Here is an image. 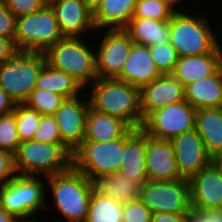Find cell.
<instances>
[{
	"label": "cell",
	"instance_id": "obj_1",
	"mask_svg": "<svg viewBox=\"0 0 222 222\" xmlns=\"http://www.w3.org/2000/svg\"><path fill=\"white\" fill-rule=\"evenodd\" d=\"M88 86L87 91L91 90L88 99L92 109L116 116L132 128H142L144 119L138 87L116 78H98Z\"/></svg>",
	"mask_w": 222,
	"mask_h": 222
},
{
	"label": "cell",
	"instance_id": "obj_2",
	"mask_svg": "<svg viewBox=\"0 0 222 222\" xmlns=\"http://www.w3.org/2000/svg\"><path fill=\"white\" fill-rule=\"evenodd\" d=\"M46 187L52 193L53 206L67 222H85L92 192L95 189L86 175L73 166L63 172L45 177ZM48 185V186H47ZM52 222H65L53 220Z\"/></svg>",
	"mask_w": 222,
	"mask_h": 222
},
{
	"label": "cell",
	"instance_id": "obj_3",
	"mask_svg": "<svg viewBox=\"0 0 222 222\" xmlns=\"http://www.w3.org/2000/svg\"><path fill=\"white\" fill-rule=\"evenodd\" d=\"M14 165L18 175L44 179L69 170L73 152L65 144L23 141L14 154Z\"/></svg>",
	"mask_w": 222,
	"mask_h": 222
},
{
	"label": "cell",
	"instance_id": "obj_4",
	"mask_svg": "<svg viewBox=\"0 0 222 222\" xmlns=\"http://www.w3.org/2000/svg\"><path fill=\"white\" fill-rule=\"evenodd\" d=\"M86 43L81 37H64L44 53L49 66L72 76L84 89L98 79L95 47Z\"/></svg>",
	"mask_w": 222,
	"mask_h": 222
},
{
	"label": "cell",
	"instance_id": "obj_5",
	"mask_svg": "<svg viewBox=\"0 0 222 222\" xmlns=\"http://www.w3.org/2000/svg\"><path fill=\"white\" fill-rule=\"evenodd\" d=\"M185 10L170 19V43L179 57L211 53L220 43L209 19ZM216 34V36H215Z\"/></svg>",
	"mask_w": 222,
	"mask_h": 222
},
{
	"label": "cell",
	"instance_id": "obj_6",
	"mask_svg": "<svg viewBox=\"0 0 222 222\" xmlns=\"http://www.w3.org/2000/svg\"><path fill=\"white\" fill-rule=\"evenodd\" d=\"M63 38L49 3L37 12L16 18L14 42L19 51L45 53Z\"/></svg>",
	"mask_w": 222,
	"mask_h": 222
},
{
	"label": "cell",
	"instance_id": "obj_7",
	"mask_svg": "<svg viewBox=\"0 0 222 222\" xmlns=\"http://www.w3.org/2000/svg\"><path fill=\"white\" fill-rule=\"evenodd\" d=\"M45 64L44 53L19 51L10 60L0 63V87L16 104H23L35 89Z\"/></svg>",
	"mask_w": 222,
	"mask_h": 222
},
{
	"label": "cell",
	"instance_id": "obj_8",
	"mask_svg": "<svg viewBox=\"0 0 222 222\" xmlns=\"http://www.w3.org/2000/svg\"><path fill=\"white\" fill-rule=\"evenodd\" d=\"M124 147L125 135L112 141H83L73 151V167L94 182L101 176L119 172Z\"/></svg>",
	"mask_w": 222,
	"mask_h": 222
},
{
	"label": "cell",
	"instance_id": "obj_9",
	"mask_svg": "<svg viewBox=\"0 0 222 222\" xmlns=\"http://www.w3.org/2000/svg\"><path fill=\"white\" fill-rule=\"evenodd\" d=\"M46 189L45 179L17 175L0 185V205L15 218L33 217L45 207Z\"/></svg>",
	"mask_w": 222,
	"mask_h": 222
},
{
	"label": "cell",
	"instance_id": "obj_10",
	"mask_svg": "<svg viewBox=\"0 0 222 222\" xmlns=\"http://www.w3.org/2000/svg\"><path fill=\"white\" fill-rule=\"evenodd\" d=\"M140 200L152 213L186 214L191 208L189 180H147L143 184Z\"/></svg>",
	"mask_w": 222,
	"mask_h": 222
},
{
	"label": "cell",
	"instance_id": "obj_11",
	"mask_svg": "<svg viewBox=\"0 0 222 222\" xmlns=\"http://www.w3.org/2000/svg\"><path fill=\"white\" fill-rule=\"evenodd\" d=\"M196 109L186 100L152 112L143 122L142 130L150 137L171 140L195 128Z\"/></svg>",
	"mask_w": 222,
	"mask_h": 222
},
{
	"label": "cell",
	"instance_id": "obj_12",
	"mask_svg": "<svg viewBox=\"0 0 222 222\" xmlns=\"http://www.w3.org/2000/svg\"><path fill=\"white\" fill-rule=\"evenodd\" d=\"M102 31L104 36L99 37L101 40L94 46L97 76L117 78L128 58L133 41L123 29Z\"/></svg>",
	"mask_w": 222,
	"mask_h": 222
},
{
	"label": "cell",
	"instance_id": "obj_13",
	"mask_svg": "<svg viewBox=\"0 0 222 222\" xmlns=\"http://www.w3.org/2000/svg\"><path fill=\"white\" fill-rule=\"evenodd\" d=\"M170 142L174 149L178 172L183 179L190 180L213 161L195 128L172 138Z\"/></svg>",
	"mask_w": 222,
	"mask_h": 222
},
{
	"label": "cell",
	"instance_id": "obj_14",
	"mask_svg": "<svg viewBox=\"0 0 222 222\" xmlns=\"http://www.w3.org/2000/svg\"><path fill=\"white\" fill-rule=\"evenodd\" d=\"M65 99L54 113L62 142L73 152L85 139L89 99Z\"/></svg>",
	"mask_w": 222,
	"mask_h": 222
},
{
	"label": "cell",
	"instance_id": "obj_15",
	"mask_svg": "<svg viewBox=\"0 0 222 222\" xmlns=\"http://www.w3.org/2000/svg\"><path fill=\"white\" fill-rule=\"evenodd\" d=\"M48 3L54 10L64 37L83 38L85 34L91 32L92 35L97 31L93 21V11L83 0H48Z\"/></svg>",
	"mask_w": 222,
	"mask_h": 222
},
{
	"label": "cell",
	"instance_id": "obj_16",
	"mask_svg": "<svg viewBox=\"0 0 222 222\" xmlns=\"http://www.w3.org/2000/svg\"><path fill=\"white\" fill-rule=\"evenodd\" d=\"M191 207L222 210V171L212 161L189 180Z\"/></svg>",
	"mask_w": 222,
	"mask_h": 222
},
{
	"label": "cell",
	"instance_id": "obj_17",
	"mask_svg": "<svg viewBox=\"0 0 222 222\" xmlns=\"http://www.w3.org/2000/svg\"><path fill=\"white\" fill-rule=\"evenodd\" d=\"M141 114L145 120L152 112L185 101V86L172 74L161 75L140 89Z\"/></svg>",
	"mask_w": 222,
	"mask_h": 222
},
{
	"label": "cell",
	"instance_id": "obj_18",
	"mask_svg": "<svg viewBox=\"0 0 222 222\" xmlns=\"http://www.w3.org/2000/svg\"><path fill=\"white\" fill-rule=\"evenodd\" d=\"M146 174L150 181H174L181 178L170 140L147 135Z\"/></svg>",
	"mask_w": 222,
	"mask_h": 222
},
{
	"label": "cell",
	"instance_id": "obj_19",
	"mask_svg": "<svg viewBox=\"0 0 222 222\" xmlns=\"http://www.w3.org/2000/svg\"><path fill=\"white\" fill-rule=\"evenodd\" d=\"M161 75L150 56L149 46L133 42L124 67L116 79L141 89Z\"/></svg>",
	"mask_w": 222,
	"mask_h": 222
},
{
	"label": "cell",
	"instance_id": "obj_20",
	"mask_svg": "<svg viewBox=\"0 0 222 222\" xmlns=\"http://www.w3.org/2000/svg\"><path fill=\"white\" fill-rule=\"evenodd\" d=\"M221 46L211 53L179 57L172 75L186 86L213 74L222 65Z\"/></svg>",
	"mask_w": 222,
	"mask_h": 222
},
{
	"label": "cell",
	"instance_id": "obj_21",
	"mask_svg": "<svg viewBox=\"0 0 222 222\" xmlns=\"http://www.w3.org/2000/svg\"><path fill=\"white\" fill-rule=\"evenodd\" d=\"M147 134L131 128L125 134V147L119 172L135 181H147L146 174Z\"/></svg>",
	"mask_w": 222,
	"mask_h": 222
},
{
	"label": "cell",
	"instance_id": "obj_22",
	"mask_svg": "<svg viewBox=\"0 0 222 222\" xmlns=\"http://www.w3.org/2000/svg\"><path fill=\"white\" fill-rule=\"evenodd\" d=\"M185 100L195 109L222 108V65L213 74L186 85Z\"/></svg>",
	"mask_w": 222,
	"mask_h": 222
},
{
	"label": "cell",
	"instance_id": "obj_23",
	"mask_svg": "<svg viewBox=\"0 0 222 222\" xmlns=\"http://www.w3.org/2000/svg\"><path fill=\"white\" fill-rule=\"evenodd\" d=\"M136 0H102L93 12V21L98 30L124 29L135 10Z\"/></svg>",
	"mask_w": 222,
	"mask_h": 222
},
{
	"label": "cell",
	"instance_id": "obj_24",
	"mask_svg": "<svg viewBox=\"0 0 222 222\" xmlns=\"http://www.w3.org/2000/svg\"><path fill=\"white\" fill-rule=\"evenodd\" d=\"M132 127L124 120L89 108L84 141L105 142L123 137Z\"/></svg>",
	"mask_w": 222,
	"mask_h": 222
},
{
	"label": "cell",
	"instance_id": "obj_25",
	"mask_svg": "<svg viewBox=\"0 0 222 222\" xmlns=\"http://www.w3.org/2000/svg\"><path fill=\"white\" fill-rule=\"evenodd\" d=\"M145 182L132 180L120 172H112L97 178L94 181V187L100 194L125 204L132 200L140 199Z\"/></svg>",
	"mask_w": 222,
	"mask_h": 222
},
{
	"label": "cell",
	"instance_id": "obj_26",
	"mask_svg": "<svg viewBox=\"0 0 222 222\" xmlns=\"http://www.w3.org/2000/svg\"><path fill=\"white\" fill-rule=\"evenodd\" d=\"M195 129L213 159L222 153V108L196 109Z\"/></svg>",
	"mask_w": 222,
	"mask_h": 222
},
{
	"label": "cell",
	"instance_id": "obj_27",
	"mask_svg": "<svg viewBox=\"0 0 222 222\" xmlns=\"http://www.w3.org/2000/svg\"><path fill=\"white\" fill-rule=\"evenodd\" d=\"M123 30L137 44L153 46L170 42V20L132 17Z\"/></svg>",
	"mask_w": 222,
	"mask_h": 222
},
{
	"label": "cell",
	"instance_id": "obj_28",
	"mask_svg": "<svg viewBox=\"0 0 222 222\" xmlns=\"http://www.w3.org/2000/svg\"><path fill=\"white\" fill-rule=\"evenodd\" d=\"M35 88L49 90L66 99L82 95L80 92L84 90L75 78L52 68L47 63L41 69Z\"/></svg>",
	"mask_w": 222,
	"mask_h": 222
},
{
	"label": "cell",
	"instance_id": "obj_29",
	"mask_svg": "<svg viewBox=\"0 0 222 222\" xmlns=\"http://www.w3.org/2000/svg\"><path fill=\"white\" fill-rule=\"evenodd\" d=\"M85 222H123V204L94 189Z\"/></svg>",
	"mask_w": 222,
	"mask_h": 222
},
{
	"label": "cell",
	"instance_id": "obj_30",
	"mask_svg": "<svg viewBox=\"0 0 222 222\" xmlns=\"http://www.w3.org/2000/svg\"><path fill=\"white\" fill-rule=\"evenodd\" d=\"M65 99L64 96L49 90L35 88L24 104L38 111L41 115H54Z\"/></svg>",
	"mask_w": 222,
	"mask_h": 222
},
{
	"label": "cell",
	"instance_id": "obj_31",
	"mask_svg": "<svg viewBox=\"0 0 222 222\" xmlns=\"http://www.w3.org/2000/svg\"><path fill=\"white\" fill-rule=\"evenodd\" d=\"M16 127L21 142L33 139L36 128L41 119V114L23 104H16Z\"/></svg>",
	"mask_w": 222,
	"mask_h": 222
},
{
	"label": "cell",
	"instance_id": "obj_32",
	"mask_svg": "<svg viewBox=\"0 0 222 222\" xmlns=\"http://www.w3.org/2000/svg\"><path fill=\"white\" fill-rule=\"evenodd\" d=\"M174 13L163 0H136L133 17L169 21Z\"/></svg>",
	"mask_w": 222,
	"mask_h": 222
},
{
	"label": "cell",
	"instance_id": "obj_33",
	"mask_svg": "<svg viewBox=\"0 0 222 222\" xmlns=\"http://www.w3.org/2000/svg\"><path fill=\"white\" fill-rule=\"evenodd\" d=\"M20 143L16 114L12 112L0 115V149L14 155Z\"/></svg>",
	"mask_w": 222,
	"mask_h": 222
},
{
	"label": "cell",
	"instance_id": "obj_34",
	"mask_svg": "<svg viewBox=\"0 0 222 222\" xmlns=\"http://www.w3.org/2000/svg\"><path fill=\"white\" fill-rule=\"evenodd\" d=\"M150 56L162 75L172 74L179 58L170 42L149 46Z\"/></svg>",
	"mask_w": 222,
	"mask_h": 222
},
{
	"label": "cell",
	"instance_id": "obj_35",
	"mask_svg": "<svg viewBox=\"0 0 222 222\" xmlns=\"http://www.w3.org/2000/svg\"><path fill=\"white\" fill-rule=\"evenodd\" d=\"M32 140L51 144H64L54 115L41 116Z\"/></svg>",
	"mask_w": 222,
	"mask_h": 222
},
{
	"label": "cell",
	"instance_id": "obj_36",
	"mask_svg": "<svg viewBox=\"0 0 222 222\" xmlns=\"http://www.w3.org/2000/svg\"><path fill=\"white\" fill-rule=\"evenodd\" d=\"M152 214L140 199L123 204V222H151Z\"/></svg>",
	"mask_w": 222,
	"mask_h": 222
},
{
	"label": "cell",
	"instance_id": "obj_37",
	"mask_svg": "<svg viewBox=\"0 0 222 222\" xmlns=\"http://www.w3.org/2000/svg\"><path fill=\"white\" fill-rule=\"evenodd\" d=\"M16 18L39 11L48 0H2Z\"/></svg>",
	"mask_w": 222,
	"mask_h": 222
},
{
	"label": "cell",
	"instance_id": "obj_38",
	"mask_svg": "<svg viewBox=\"0 0 222 222\" xmlns=\"http://www.w3.org/2000/svg\"><path fill=\"white\" fill-rule=\"evenodd\" d=\"M16 35V17L0 0V37L14 40Z\"/></svg>",
	"mask_w": 222,
	"mask_h": 222
},
{
	"label": "cell",
	"instance_id": "obj_39",
	"mask_svg": "<svg viewBox=\"0 0 222 222\" xmlns=\"http://www.w3.org/2000/svg\"><path fill=\"white\" fill-rule=\"evenodd\" d=\"M185 222H222V210L191 207L186 213Z\"/></svg>",
	"mask_w": 222,
	"mask_h": 222
},
{
	"label": "cell",
	"instance_id": "obj_40",
	"mask_svg": "<svg viewBox=\"0 0 222 222\" xmlns=\"http://www.w3.org/2000/svg\"><path fill=\"white\" fill-rule=\"evenodd\" d=\"M17 175L14 155L0 149V185L9 183Z\"/></svg>",
	"mask_w": 222,
	"mask_h": 222
},
{
	"label": "cell",
	"instance_id": "obj_41",
	"mask_svg": "<svg viewBox=\"0 0 222 222\" xmlns=\"http://www.w3.org/2000/svg\"><path fill=\"white\" fill-rule=\"evenodd\" d=\"M18 52L14 40L0 37V63L10 60Z\"/></svg>",
	"mask_w": 222,
	"mask_h": 222
},
{
	"label": "cell",
	"instance_id": "obj_42",
	"mask_svg": "<svg viewBox=\"0 0 222 222\" xmlns=\"http://www.w3.org/2000/svg\"><path fill=\"white\" fill-rule=\"evenodd\" d=\"M15 107V101L0 87V115L12 113Z\"/></svg>",
	"mask_w": 222,
	"mask_h": 222
},
{
	"label": "cell",
	"instance_id": "obj_43",
	"mask_svg": "<svg viewBox=\"0 0 222 222\" xmlns=\"http://www.w3.org/2000/svg\"><path fill=\"white\" fill-rule=\"evenodd\" d=\"M186 214L153 213L151 222H185Z\"/></svg>",
	"mask_w": 222,
	"mask_h": 222
},
{
	"label": "cell",
	"instance_id": "obj_44",
	"mask_svg": "<svg viewBox=\"0 0 222 222\" xmlns=\"http://www.w3.org/2000/svg\"><path fill=\"white\" fill-rule=\"evenodd\" d=\"M15 217L0 205V222H14Z\"/></svg>",
	"mask_w": 222,
	"mask_h": 222
},
{
	"label": "cell",
	"instance_id": "obj_45",
	"mask_svg": "<svg viewBox=\"0 0 222 222\" xmlns=\"http://www.w3.org/2000/svg\"><path fill=\"white\" fill-rule=\"evenodd\" d=\"M169 7H171L175 12H183V8L182 10L180 8H178L179 4H181V2L184 0H163ZM178 5V6H177ZM176 6V7H175ZM180 9V10H178Z\"/></svg>",
	"mask_w": 222,
	"mask_h": 222
},
{
	"label": "cell",
	"instance_id": "obj_46",
	"mask_svg": "<svg viewBox=\"0 0 222 222\" xmlns=\"http://www.w3.org/2000/svg\"><path fill=\"white\" fill-rule=\"evenodd\" d=\"M86 5L94 12L95 9L100 5L102 0H83Z\"/></svg>",
	"mask_w": 222,
	"mask_h": 222
},
{
	"label": "cell",
	"instance_id": "obj_47",
	"mask_svg": "<svg viewBox=\"0 0 222 222\" xmlns=\"http://www.w3.org/2000/svg\"><path fill=\"white\" fill-rule=\"evenodd\" d=\"M14 222H39L34 217L15 218Z\"/></svg>",
	"mask_w": 222,
	"mask_h": 222
},
{
	"label": "cell",
	"instance_id": "obj_48",
	"mask_svg": "<svg viewBox=\"0 0 222 222\" xmlns=\"http://www.w3.org/2000/svg\"><path fill=\"white\" fill-rule=\"evenodd\" d=\"M213 161L217 164V166L221 169L222 171V153H220L219 155H217Z\"/></svg>",
	"mask_w": 222,
	"mask_h": 222
}]
</instances>
